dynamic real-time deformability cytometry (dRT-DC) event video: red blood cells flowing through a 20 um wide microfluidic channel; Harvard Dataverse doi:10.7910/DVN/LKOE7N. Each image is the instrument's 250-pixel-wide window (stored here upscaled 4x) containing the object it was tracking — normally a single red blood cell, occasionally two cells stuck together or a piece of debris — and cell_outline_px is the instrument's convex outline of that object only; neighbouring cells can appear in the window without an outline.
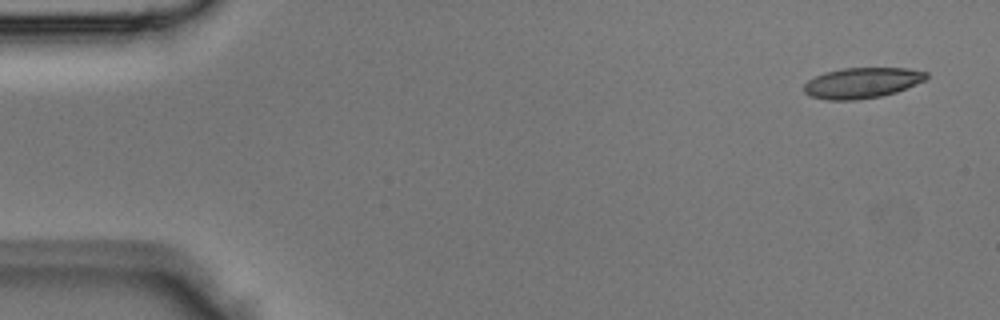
{"species": "Egyptian fruit bat (a non-hibernating species)", "species_latin": "Rousettus aegyptiacus", "temperature_condition": "room temperature", "stored_images_in_passage": 4, "camera_frame_rate_fps": 3000, "um_per_image_px": 0.085, "animal": {"sex": "male"}, "frame": {"image": 1, "passage_image": 1, "time_ms": 0.0, "image_size_px": [1000, 320], "cell_outline_px": [[928, 76], [924, 80], [896, 92], [880, 96], [856, 100], [828, 100], [812, 96], [804, 92], [804, 84], [808, 80], [824, 72], [844, 68], [908, 68], [928, 72]], "centroid_in_image_um": [73.26, 7.04], "position_along_channel_um": 11.7, "area_um2": 21.68}}
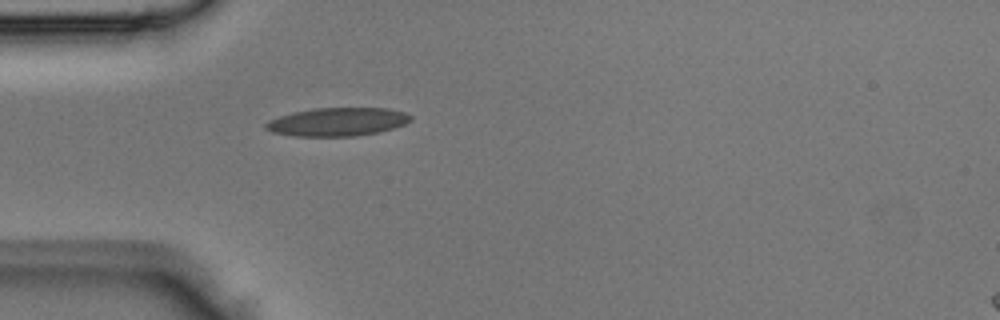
{"frame": {"image": 2, "passage_image": 4, "time_ms": 1.0, "image_size_px": [1000, 320], "cell_outline_px": [[412, 120], [404, 124], [380, 132], [356, 136], [296, 136], [272, 132], [264, 128], [264, 124], [268, 120], [292, 112], [316, 108], [388, 108], [408, 112], [412, 116]], "centroid_in_image_um": [28.71, 10.35], "position_along_channel_um": 56.3, "area_um2": 24.1}}